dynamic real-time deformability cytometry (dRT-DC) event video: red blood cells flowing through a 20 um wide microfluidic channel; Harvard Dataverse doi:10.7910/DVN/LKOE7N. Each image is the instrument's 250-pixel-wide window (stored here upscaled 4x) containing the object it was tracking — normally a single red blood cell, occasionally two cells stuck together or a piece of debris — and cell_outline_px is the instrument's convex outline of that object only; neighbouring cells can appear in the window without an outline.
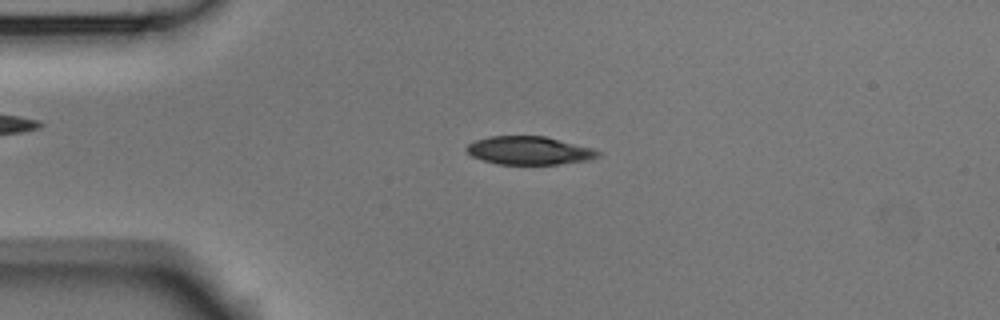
{"species": "Egyptian fruit bat (a non-hibernating species)", "species_latin": "Rousettus aegyptiacus", "temperature_condition": "room temperature", "stored_images_in_passage": 4, "camera_frame_rate_fps": 3000, "um_per_image_px": 0.085, "animal": {"sex": "male"}, "frame": {"image": 1, "passage_image": 3, "time_ms": 0.667, "image_size_px": [1000, 320], "cell_outline_px": [[604, 152], [600, 156], [588, 160], [556, 164], [496, 164], [472, 156], [464, 148], [468, 144], [476, 140], [488, 136], [544, 136], [592, 148]], "centroid_in_image_um": [44.99, 12.79], "position_along_channel_um": 40.0, "area_um2": 21.56}}